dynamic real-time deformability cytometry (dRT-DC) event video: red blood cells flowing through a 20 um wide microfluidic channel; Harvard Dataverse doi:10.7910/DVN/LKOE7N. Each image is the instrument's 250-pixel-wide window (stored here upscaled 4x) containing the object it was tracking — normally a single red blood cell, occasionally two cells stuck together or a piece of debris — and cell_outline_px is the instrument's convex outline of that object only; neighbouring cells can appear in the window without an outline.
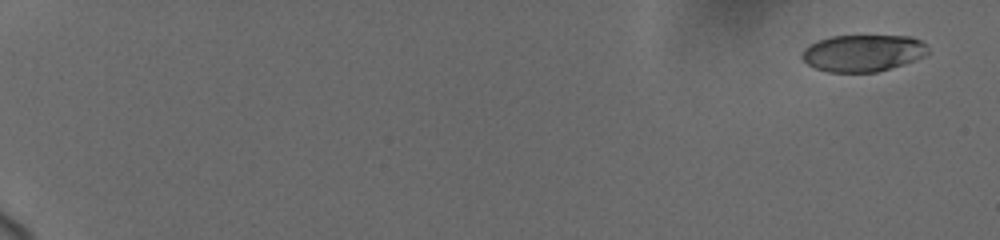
{"species": "human", "species_latin": "Homo sapiens", "temperature_condition": "cold", "stored_images_in_passage": 46, "camera_frame_rate_fps": 3000, "um_per_image_px": 0.085, "donor": {"sex": "female"}, "frame": {"image": 1, "passage_image": 1, "time_ms": 0.0, "image_size_px": [1000, 240], "cell_outline_px": [[928, 52], [924, 56], [876, 72], [828, 72], [816, 68], [808, 64], [800, 56], [804, 48], [820, 40], [832, 36], [912, 36], [920, 40], [924, 44]], "centroid_in_image_um": [73.31, 4.5], "position_along_channel_um": 11.7, "area_um2": 26.59}}
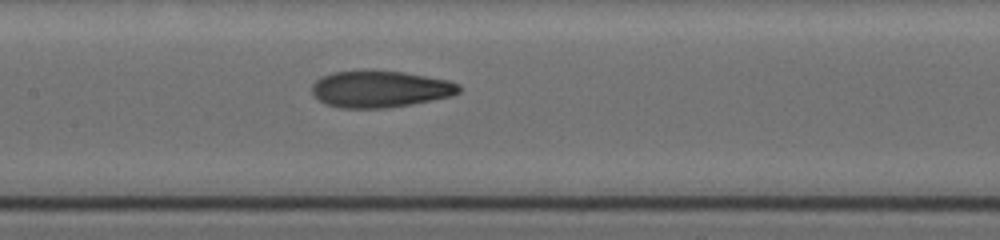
{"frame": {"image": 2, "passage_image": 26, "time_ms": 10.0, "image_size_px": [1000, 240], "cell_outline_px": [[460, 92], [452, 96], [388, 108], [340, 108], [324, 104], [312, 92], [312, 84], [320, 76], [332, 72], [364, 68], [404, 72], [448, 80], [460, 84]], "centroid_in_image_um": [32.27, 7.54], "position_along_channel_um": 175.1, "area_um2": 32.08}}
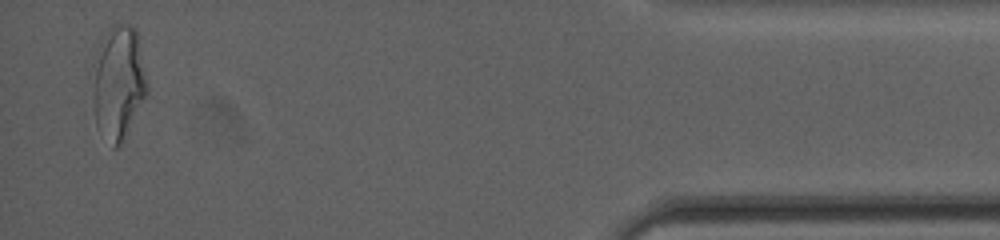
{"frame": {"image": 3, "passage_image": 46, "time_ms": 18.333, "image_size_px": [1000, 240], "cell_outline_px": [[148, 92], [120, 144], [116, 148], [112, 148], [96, 124], [92, 104], [92, 56], [104, 32], [112, 24], [128, 24], [136, 28], [148, 84]], "centroid_in_image_um": [10.01, 6.94], "position_along_channel_um": 425.2, "area_um2": 36.82}, "authors_computed_cell_mechanics": {"area_um2": 31.0675, "velocity_mm_per_s": 3.7016, "shape_relaxation_time_tau1_ms": 4.0715, "shape_relaxation_time_tau2_ms": 1.8633, "deformation_change_tau1": 0.1664, "deformation_change_tau2": 0.0943}}